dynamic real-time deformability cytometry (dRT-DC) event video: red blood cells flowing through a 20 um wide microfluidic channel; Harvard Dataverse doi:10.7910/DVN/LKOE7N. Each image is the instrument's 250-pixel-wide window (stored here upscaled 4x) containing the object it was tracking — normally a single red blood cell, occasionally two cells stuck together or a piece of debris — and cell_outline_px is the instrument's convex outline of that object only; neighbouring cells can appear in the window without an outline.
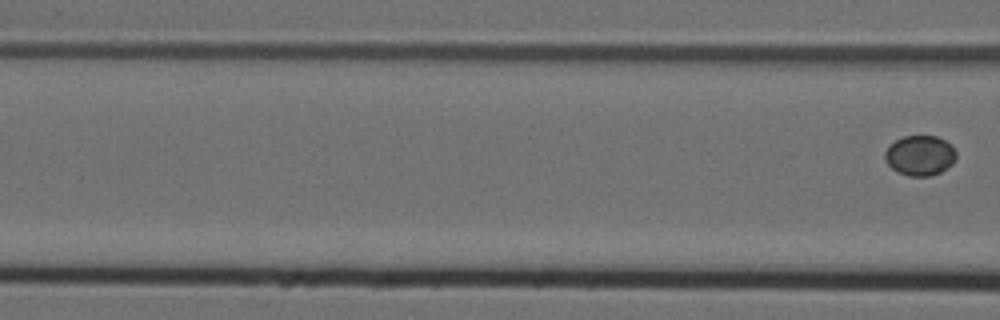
{"species": "Egyptian fruit bat (a non-hibernating species)", "species_latin": "Rousettus aegyptiacus", "temperature_condition": "cold", "stored_images_in_passage": 8, "camera_frame_rate_fps": 3000, "um_per_image_px": 0.085, "animal": {"sex": "female"}, "frame": {"image": 1, "passage_image": 8, "time_ms": 2.333, "image_size_px": [1000, 320], "cell_outline_px": [[956, 160], [952, 164], [940, 172], [932, 176], [908, 176], [896, 172], [888, 164], [884, 156], [884, 152], [896, 140], [904, 136], [936, 136], [944, 140], [956, 152]], "centroid_in_image_um": [78.19, 13.23], "position_along_channel_um": 88.4, "area_um2": 16.53}}